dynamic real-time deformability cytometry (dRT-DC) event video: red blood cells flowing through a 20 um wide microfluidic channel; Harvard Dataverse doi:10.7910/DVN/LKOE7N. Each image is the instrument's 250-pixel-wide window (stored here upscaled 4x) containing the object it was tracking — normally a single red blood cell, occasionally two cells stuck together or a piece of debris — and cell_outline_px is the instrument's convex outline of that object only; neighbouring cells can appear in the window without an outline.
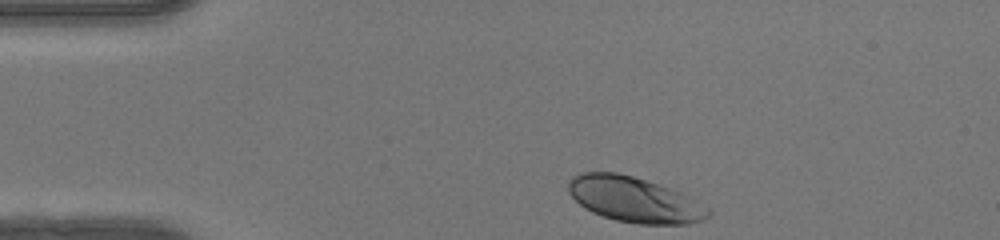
{"species": "human", "species_latin": "Homo sapiens", "temperature_condition": "warm", "stored_images_in_passage": 33, "camera_frame_rate_fps": 3000, "um_per_image_px": 0.085, "donor": {"sex": "female"}, "frame": {"image": 1, "passage_image": 1, "time_ms": 0.0, "image_size_px": [1000, 240], "cell_outline_px": [[712, 212], [704, 220], [688, 224], [640, 224], [616, 220], [592, 212], [584, 208], [568, 192], [568, 180], [572, 176], [580, 172], [616, 172], [632, 176], [680, 192], [688, 196], [708, 208]], "centroid_in_image_um": [53.89, 16.97], "position_along_channel_um": 31.1, "area_um2": 36.7}}
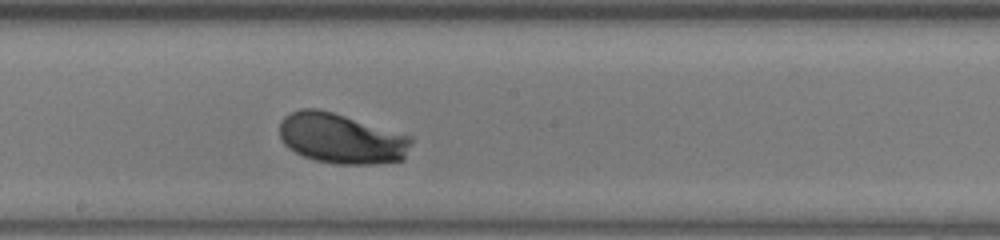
{"frame": {"image": 2, "passage_image": 19, "time_ms": 6.0, "image_size_px": [1000, 240], "cell_outline_px": [[412, 144], [404, 160], [376, 164], [336, 164], [316, 160], [304, 156], [288, 148], [284, 144], [280, 136], [280, 120], [284, 116], [300, 108], [316, 108], [332, 112], [412, 136]], "centroid_in_image_um": [29.03, 11.78], "position_along_channel_um": 219.2, "area_um2": 38.67}}
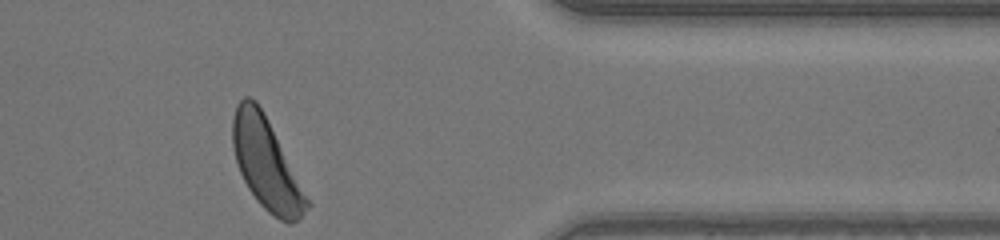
{"frame": {"image": 3, "passage_image": 33, "time_ms": 10.667, "image_size_px": [1000, 240], "cell_outline_px": [[312, 204], [292, 224], [288, 224], [280, 220], [268, 212], [256, 200], [248, 188], [240, 172], [236, 160], [232, 144], [232, 120], [236, 104], [244, 96], [248, 96], [256, 100]], "centroid_in_image_um": [22.61, 13.94], "position_along_channel_um": 388.8, "area_um2": 38.67}, "authors_computed_cell_mechanics": {"area_um2": 37.1654, "velocity_mm_per_s": 4.0756, "shape_relaxation_time_tau1_ms": 1.7801, "shape_relaxation_time_tau2_ms": null, "deformation_change_tau1": 0.1266, "deformation_change_tau2": null}}